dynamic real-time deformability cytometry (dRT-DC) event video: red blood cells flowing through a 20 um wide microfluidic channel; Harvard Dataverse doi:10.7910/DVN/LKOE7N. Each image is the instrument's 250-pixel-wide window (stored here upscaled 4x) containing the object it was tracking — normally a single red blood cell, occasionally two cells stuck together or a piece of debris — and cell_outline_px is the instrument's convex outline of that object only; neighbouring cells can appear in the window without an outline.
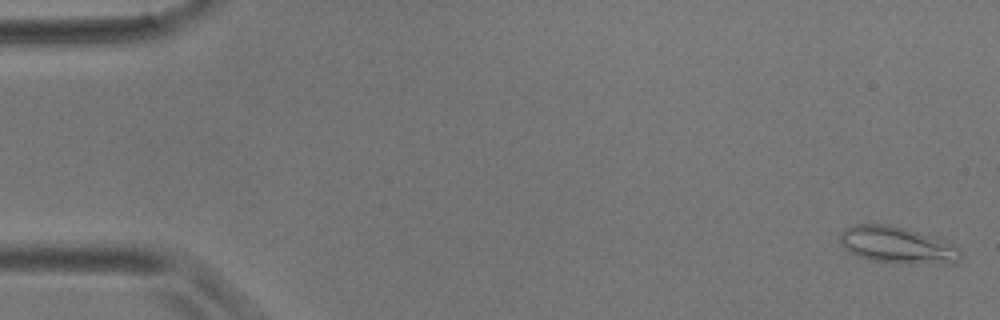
{"species": "common noctule bat (a hibernating species)", "species_latin": "Nyctalus noctula", "temperature_condition": "room temperature", "stored_images_in_passage": 12, "camera_frame_rate_fps": 3000, "um_per_image_px": 0.085, "animal": {"sex": "male", "body_mass_g": 17.9}, "frame": {"image": 1, "passage_image": 1, "time_ms": 0.0, "image_size_px": [1000, 320], "cell_outline_px": [[964, 256], [956, 264], [912, 264], [868, 260], [856, 256], [848, 252], [840, 244], [840, 232], [844, 228], [852, 224], [888, 224], [904, 228], [940, 240], [956, 248]], "centroid_in_image_um": [76.2, 20.85], "position_along_channel_um": 8.8, "area_um2": 25.89}}
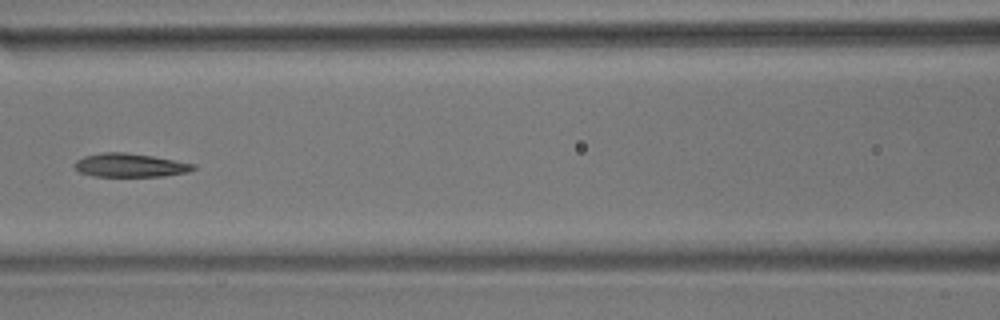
{"frame": {"image": 2, "passage_image": 6, "time_ms": 8.0, "image_size_px": [1000, 320], "cell_outline_px": [[196, 168], [188, 172], [164, 176], [92, 176], [80, 172], [72, 164], [76, 160], [84, 156], [104, 152], [124, 152], [152, 156], [196, 164]], "centroid_in_image_um": [11.04, 14.04], "position_along_channel_um": 155.6, "area_um2": 16.3}}
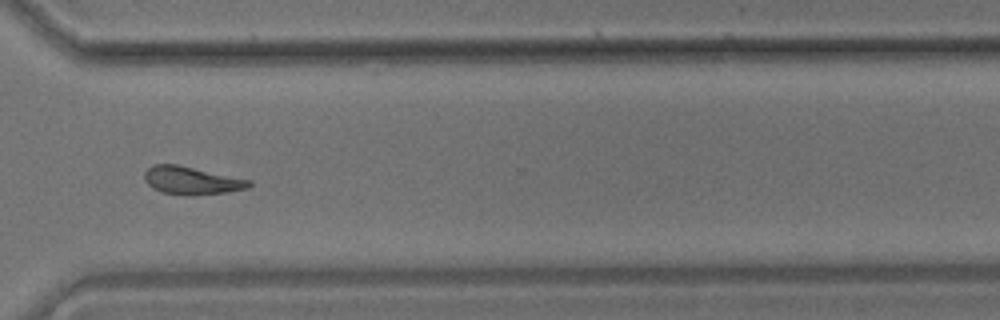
{"frame": {"image": 3, "passage_image": 11, "time_ms": 13.667, "image_size_px": [1000, 320], "cell_outline_px": [[252, 184], [248, 188], [224, 192], [164, 192], [152, 188], [144, 180], [144, 172], [152, 164], [176, 164], [252, 180]], "centroid_in_image_um": [16.26, 15.28], "position_along_channel_um": 354.3, "area_um2": 16.07}, "authors_computed_cell_mechanics": {"area_um2": 16.762, "velocity_mm_per_s": 3.523, "shape_relaxation_time_tau1_ms": 6.5475, "shape_relaxation_time_tau2_ms": null, "deformation_change_tau1": 0.1619, "deformation_change_tau2": null}}